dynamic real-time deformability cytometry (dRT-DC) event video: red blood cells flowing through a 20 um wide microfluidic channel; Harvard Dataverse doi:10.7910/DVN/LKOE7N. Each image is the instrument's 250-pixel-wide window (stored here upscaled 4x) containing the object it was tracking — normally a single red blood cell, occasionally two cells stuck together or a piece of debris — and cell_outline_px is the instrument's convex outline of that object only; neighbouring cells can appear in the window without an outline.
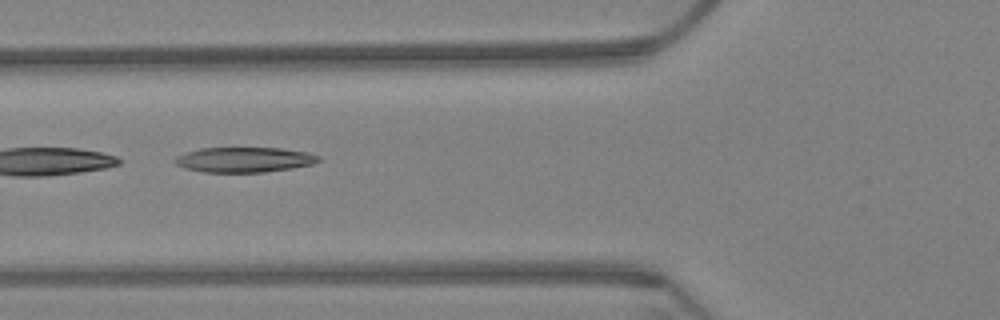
{"species": "Egyptian fruit bat (a non-hibernating species)", "species_latin": "Rousettus aegyptiacus", "temperature_condition": "warm", "stored_images_in_passage": 32, "camera_frame_rate_fps": 3000, "um_per_image_px": 0.085, "animal": {"sex": "female"}, "frame": {"image": 1, "passage_image": 14, "time_ms": 4.333, "image_size_px": [1000, 320], "cell_outline_px": [[320, 160], [312, 164], [292, 168], [264, 172], [204, 172], [184, 168], [176, 164], [172, 160], [176, 156], [184, 152], [200, 148], [280, 148], [308, 152], [320, 156]], "centroid_in_image_um": [20.73, 13.57], "position_along_channel_um": 105.1, "area_um2": 21.1}}